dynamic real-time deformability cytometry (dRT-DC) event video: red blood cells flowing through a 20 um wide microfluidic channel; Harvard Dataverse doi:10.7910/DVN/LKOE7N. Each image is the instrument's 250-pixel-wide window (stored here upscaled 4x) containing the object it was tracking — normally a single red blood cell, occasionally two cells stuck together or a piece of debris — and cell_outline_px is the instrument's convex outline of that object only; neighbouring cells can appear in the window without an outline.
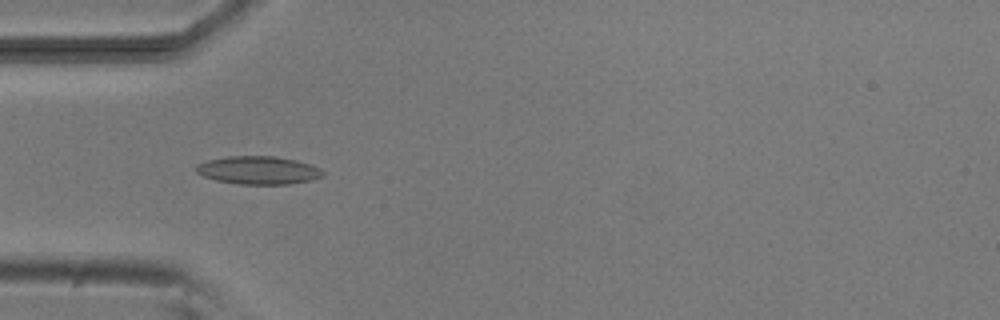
{"species": "common noctule bat (a hibernating species)", "species_latin": "Nyctalus noctula", "temperature_condition": "room temperature", "stored_images_in_passage": 4, "camera_frame_rate_fps": 3000, "um_per_image_px": 0.085, "animal": {"sex": "male", "body_mass_g": 20.5, "forearm_length_mm": 52.5}, "frame": {"image": 1, "passage_image": 2, "time_ms": 1.0, "image_size_px": [1000, 320], "cell_outline_px": [[324, 176], [308, 180], [288, 184], [240, 184], [216, 180], [204, 176], [196, 172], [196, 164], [208, 160], [228, 156], [276, 156], [296, 160], [320, 168], [324, 172]], "centroid_in_image_um": [21.95, 14.46], "position_along_channel_um": 63.1, "area_um2": 20.58}}
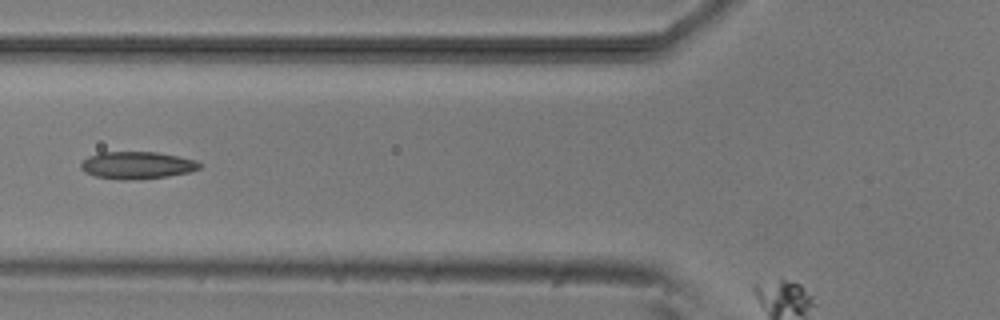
{"frame": {"image": 2, "passage_image": 3, "time_ms": 2.333, "image_size_px": [1000, 320], "cell_outline_px": [[200, 168], [188, 172], [168, 176], [128, 180], [124, 180], [96, 176], [84, 172], [80, 168], [80, 164], [88, 156], [100, 152], [156, 152], [196, 160], [200, 164]], "centroid_in_image_um": [11.61, 14.04], "position_along_channel_um": 114.2, "area_um2": 18.67}}
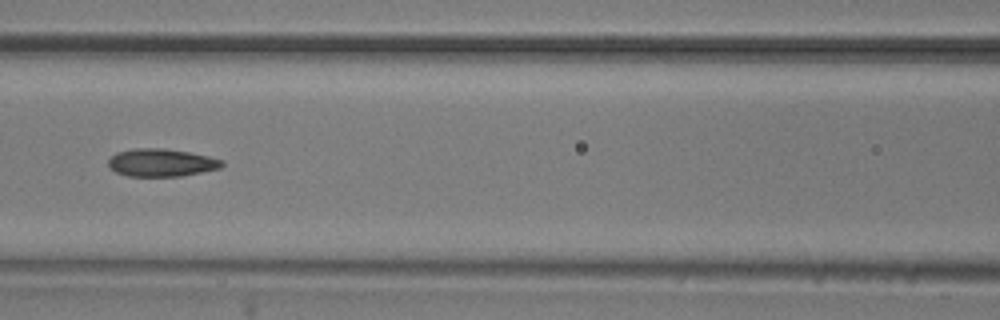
{"frame": {"image": 3, "passage_image": 4, "time_ms": 3.333, "image_size_px": [1000, 320], "cell_outline_px": [[224, 164], [220, 168], [180, 176], [128, 176], [116, 172], [108, 168], [108, 160], [116, 152], [132, 148], [164, 148], [188, 152], [208, 156], [224, 160]], "centroid_in_image_um": [13.68, 13.82], "position_along_channel_um": 152.9, "area_um2": 18.44}}